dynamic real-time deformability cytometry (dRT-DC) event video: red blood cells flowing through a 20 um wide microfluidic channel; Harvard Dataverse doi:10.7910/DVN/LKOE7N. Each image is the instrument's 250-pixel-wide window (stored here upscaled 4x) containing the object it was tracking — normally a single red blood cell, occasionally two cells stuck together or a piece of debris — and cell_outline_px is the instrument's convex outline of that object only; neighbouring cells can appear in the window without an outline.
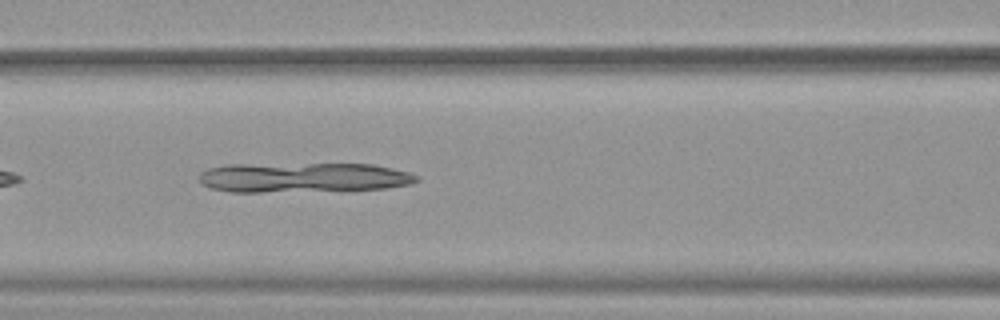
{"species": "common noctule bat (a hibernating species)", "species_latin": "Nyctalus noctula", "temperature_condition": "warm", "stored_images_in_passage": 33, "camera_frame_rate_fps": 3000, "um_per_image_px": 0.085, "animal": {"sex": "female", "body_mass_g": 19.9}, "frame": {"image": 1, "passage_image": 8, "time_ms": 2.333, "image_size_px": [1000, 320], "cell_outline_px": [[420, 180], [412, 184], [384, 188], [264, 192], [232, 192], [208, 188], [200, 184], [200, 172], [208, 168], [228, 164], [372, 164], [392, 168], [408, 172], [420, 176]], "centroid_in_image_um": [25.74, 15.08], "position_along_channel_um": 140.9, "area_um2": 37.8}}
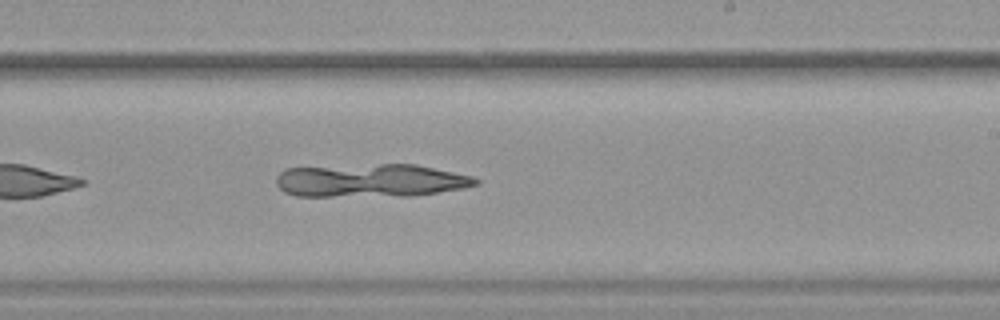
{"frame": {"image": 2, "passage_image": 17, "time_ms": 5.333, "image_size_px": [1000, 320], "cell_outline_px": [[480, 184], [464, 188], [408, 196], [296, 196], [284, 192], [276, 184], [276, 176], [284, 168], [380, 164], [416, 164], [472, 176], [480, 180]], "centroid_in_image_um": [31.5, 15.34], "position_along_channel_um": 257.5, "area_um2": 38.67}}
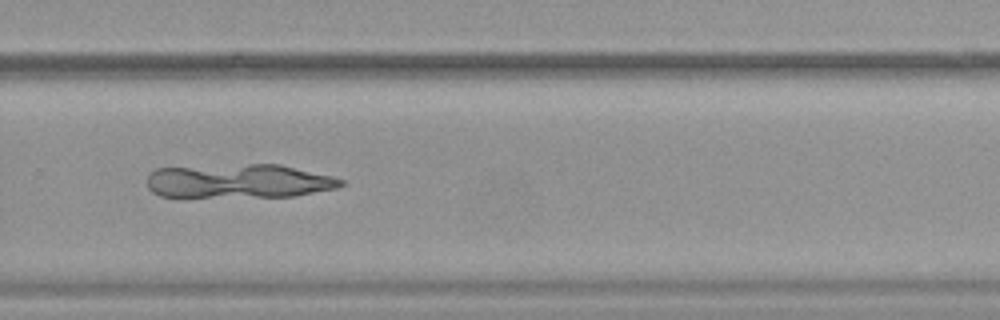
{"frame": {"image": 3, "passage_image": 21, "time_ms": 6.667, "image_size_px": [1000, 320], "cell_outline_px": [[344, 184], [336, 188], [296, 196], [160, 196], [152, 192], [148, 188], [148, 172], [156, 168], [248, 164], [280, 164], [332, 176], [344, 180]], "centroid_in_image_um": [20.31, 15.38], "position_along_channel_um": 309.5, "area_um2": 38.15}}